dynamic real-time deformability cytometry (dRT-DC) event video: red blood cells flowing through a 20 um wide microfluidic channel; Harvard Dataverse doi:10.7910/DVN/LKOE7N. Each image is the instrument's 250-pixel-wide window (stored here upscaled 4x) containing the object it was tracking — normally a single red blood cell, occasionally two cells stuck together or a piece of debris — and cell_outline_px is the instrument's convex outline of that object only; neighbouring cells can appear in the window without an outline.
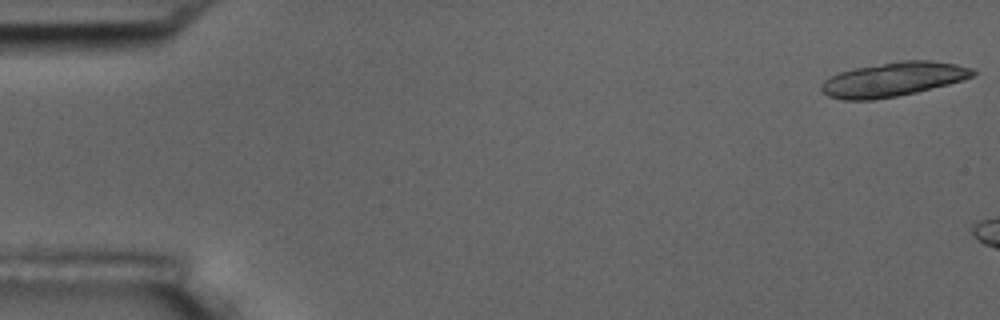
{"species": "common noctule bat (a hibernating species)", "species_latin": "Nyctalus noctula", "temperature_condition": "room temperature", "stored_images_in_passage": 3, "camera_frame_rate_fps": 3000, "um_per_image_px": 0.085, "animal": {"sex": "male", "body_mass_g": 17.5, "forearm_length_mm": 52.3}, "frame": {"image": 1, "passage_image": 1, "time_ms": 0.0, "image_size_px": [1000, 320], "cell_outline_px": [[976, 72], [972, 76], [948, 84], [916, 92], [896, 96], [872, 100], [844, 100], [828, 96], [820, 88], [820, 84], [824, 80], [840, 72], [856, 68], [900, 60], [928, 60], [956, 64], [972, 68]], "centroid_in_image_um": [75.9, 6.74], "position_along_channel_um": 9.1, "area_um2": 29.88}}